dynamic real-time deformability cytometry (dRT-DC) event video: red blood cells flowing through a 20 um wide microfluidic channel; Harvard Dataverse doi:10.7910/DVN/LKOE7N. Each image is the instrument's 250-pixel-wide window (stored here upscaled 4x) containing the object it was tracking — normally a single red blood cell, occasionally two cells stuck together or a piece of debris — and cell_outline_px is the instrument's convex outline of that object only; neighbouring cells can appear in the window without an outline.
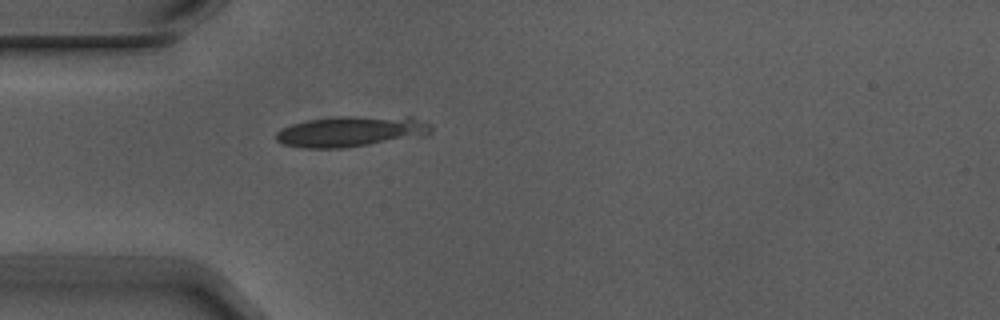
{"species": "Egyptian fruit bat (a non-hibernating species)", "species_latin": "Rousettus aegyptiacus", "temperature_condition": "warm", "stored_images_in_passage": 2, "camera_frame_rate_fps": 3000, "um_per_image_px": 0.085, "animal": {"sex": "male"}, "frame": {"image": 1, "passage_image": 1, "time_ms": 0.0, "image_size_px": [1000, 320], "cell_outline_px": [[432, 132], [424, 136], [344, 148], [304, 148], [284, 144], [276, 140], [276, 132], [280, 128], [292, 124], [308, 120], [332, 116], [408, 116], [432, 124]], "centroid_in_image_um": [29.87, 11.16], "position_along_channel_um": 55.1, "area_um2": 28.15}}